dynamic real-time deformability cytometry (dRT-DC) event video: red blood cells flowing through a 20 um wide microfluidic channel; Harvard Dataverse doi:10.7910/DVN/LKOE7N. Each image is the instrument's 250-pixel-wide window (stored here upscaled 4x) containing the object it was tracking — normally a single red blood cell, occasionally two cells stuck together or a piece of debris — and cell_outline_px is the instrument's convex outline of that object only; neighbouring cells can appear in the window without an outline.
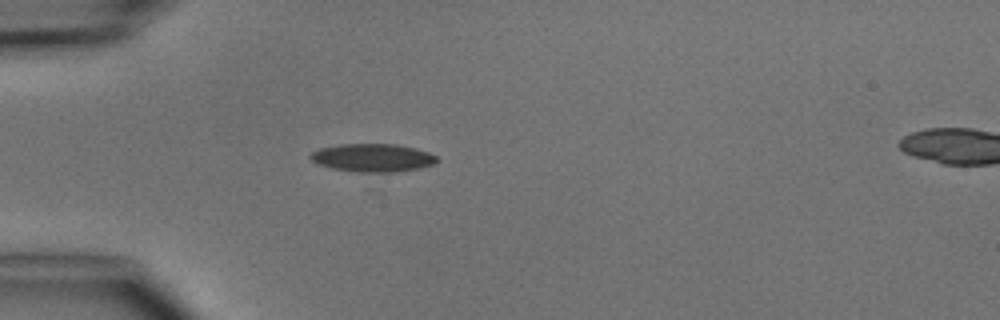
{"species": "common noctule bat (a hibernating species)", "species_latin": "Nyctalus noctula", "temperature_condition": "cold", "stored_images_in_passage": 4, "segment_of_instrument_passage": [1, 2], "camera_frame_rate_fps": 3000, "um_per_image_px": 0.085, "animal": {"sex": "male", "body_mass_g": 15.6}, "frame": {"image": 1, "passage_image": 3, "time_ms": 3.333, "image_size_px": [1000, 320], "cell_outline_px": [[436, 160], [432, 164], [420, 168], [396, 172], [356, 172], [332, 168], [320, 164], [312, 160], [308, 156], [312, 152], [320, 148], [340, 144], [396, 144], [416, 148], [428, 152], [436, 156]], "centroid_in_image_um": [31.67, 13.4], "position_along_channel_um": 53.3, "area_um2": 20.58}}